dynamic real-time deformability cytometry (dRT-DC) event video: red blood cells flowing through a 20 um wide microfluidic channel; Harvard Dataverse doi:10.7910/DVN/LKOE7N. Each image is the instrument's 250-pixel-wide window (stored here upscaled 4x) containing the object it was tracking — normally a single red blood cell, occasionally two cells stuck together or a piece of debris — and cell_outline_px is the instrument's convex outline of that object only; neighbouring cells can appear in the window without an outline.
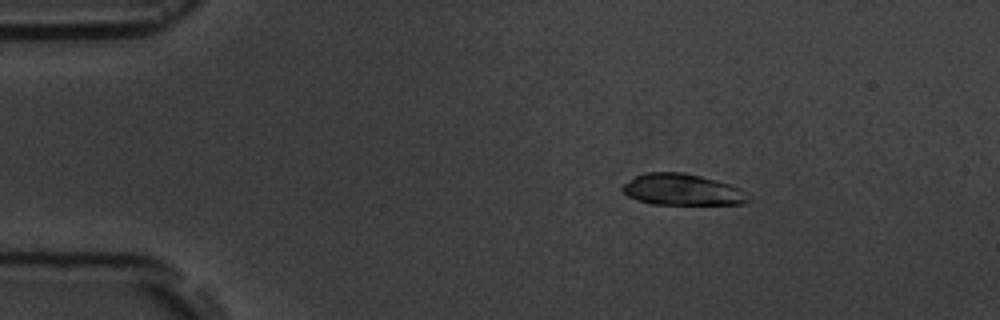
{"species": "common noctule bat (a hibernating species)", "species_latin": "Nyctalus noctula", "temperature_condition": "room temperature", "stored_images_in_passage": 5, "camera_frame_rate_fps": 3000, "um_per_image_px": 0.085, "animal": {"sex": "male", "body_mass_g": 19.5, "forearm_length_mm": 54.6}, "frame": {"image": 1, "passage_image": 3, "time_ms": 2.0, "image_size_px": [1000, 320], "cell_outline_px": [[752, 200], [744, 204], [652, 204], [636, 200], [628, 196], [620, 188], [624, 184], [636, 176], [648, 172], [684, 172], [716, 180], [740, 188], [752, 196]], "centroid_in_image_um": [58.04, 16.13], "position_along_channel_um": 27.0, "area_um2": 23.12}}